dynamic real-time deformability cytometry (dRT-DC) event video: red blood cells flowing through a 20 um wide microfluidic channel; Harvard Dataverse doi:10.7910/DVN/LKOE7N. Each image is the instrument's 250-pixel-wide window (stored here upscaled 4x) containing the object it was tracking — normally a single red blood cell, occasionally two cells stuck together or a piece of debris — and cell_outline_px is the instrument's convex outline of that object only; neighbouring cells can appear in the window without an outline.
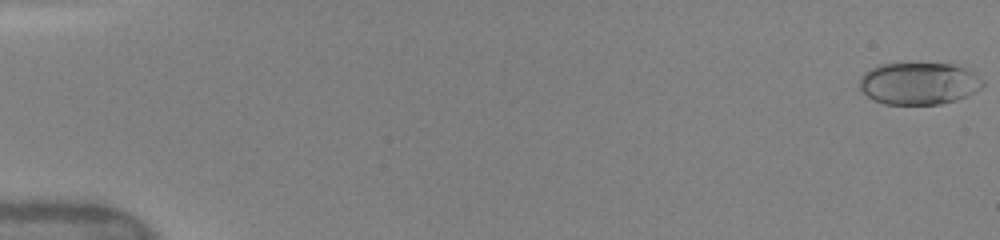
{"species": "human", "species_latin": "Homo sapiens", "temperature_condition": "warm", "stored_images_in_passage": 56, "camera_frame_rate_fps": 3000, "um_per_image_px": 0.085, "donor": {"sex": "female"}, "frame": {"image": 1, "passage_image": 1, "time_ms": 0.0, "image_size_px": [1000, 240], "cell_outline_px": [[984, 84], [980, 88], [968, 96], [956, 100], [940, 104], [884, 104], [872, 100], [860, 88], [860, 76], [864, 72], [880, 64], [956, 64], [972, 72], [984, 80]], "centroid_in_image_um": [78.11, 7.1], "position_along_channel_um": 6.9, "area_um2": 30.23}}
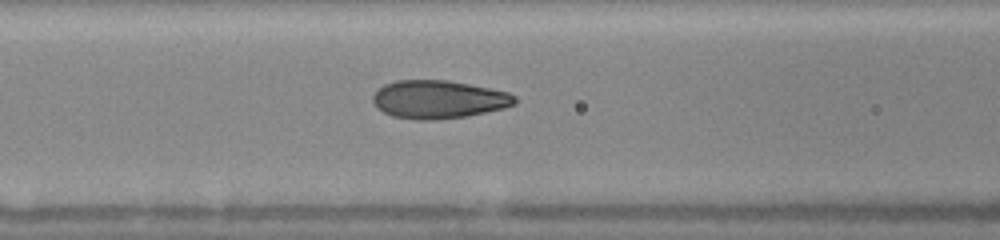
{"frame": {"image": 2, "passage_image": 15, "time_ms": 7.0, "image_size_px": [1000, 240], "cell_outline_px": [[516, 104], [504, 108], [468, 116], [432, 120], [416, 120], [392, 116], [376, 108], [372, 100], [372, 96], [384, 84], [396, 80], [444, 80], [468, 84], [508, 92], [516, 96]], "centroid_in_image_um": [37.26, 8.46], "position_along_channel_um": 129.3, "area_um2": 31.56}}
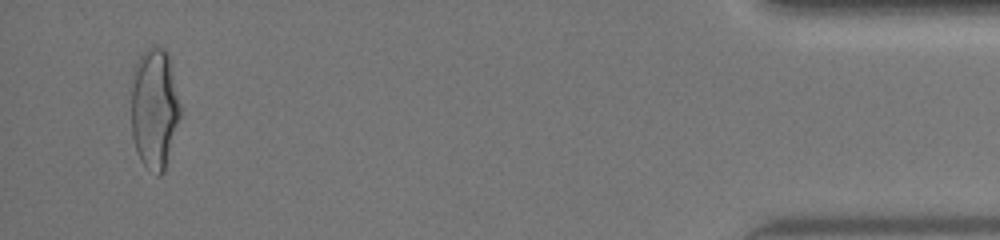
{"frame": {"image": 3, "passage_image": 53, "time_ms": 15.667, "image_size_px": [1000, 240], "cell_outline_px": [[180, 116], [164, 172], [160, 176], [156, 176], [140, 160], [132, 136], [132, 72], [140, 56], [152, 44], [164, 48], [168, 52], [180, 104]], "centroid_in_image_um": [13.12, 9.2], "position_along_channel_um": 422.1, "area_um2": 34.51}, "authors_computed_cell_mechanics": {"area_um2": 31.0964, "velocity_mm_per_s": 4.1581, "shape_relaxation_time_tau1_ms": 4.8438, "shape_relaxation_time_tau2_ms": null, "deformation_change_tau1": 0.2021, "deformation_change_tau2": null}}